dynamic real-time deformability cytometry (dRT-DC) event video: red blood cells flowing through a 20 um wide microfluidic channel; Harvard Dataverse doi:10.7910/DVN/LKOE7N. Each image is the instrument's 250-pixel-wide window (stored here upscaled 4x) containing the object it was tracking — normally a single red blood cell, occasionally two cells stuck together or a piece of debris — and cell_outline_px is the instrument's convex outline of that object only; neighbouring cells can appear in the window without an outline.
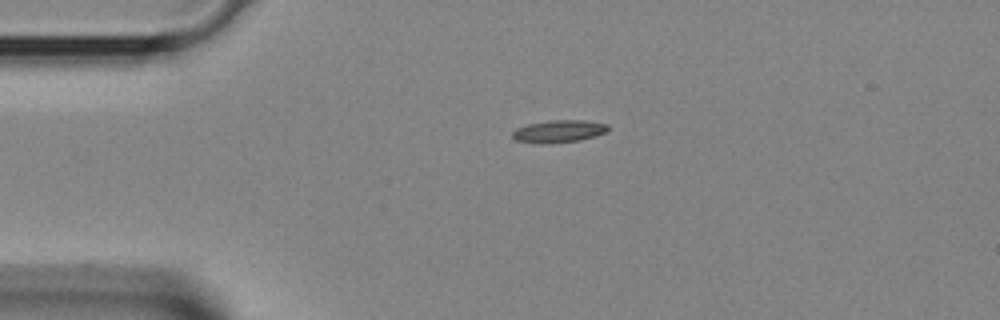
{"species": "Egyptian fruit bat (a non-hibernating species)", "species_latin": "Rousettus aegyptiacus", "temperature_condition": "room temperature", "stored_images_in_passage": 31, "camera_frame_rate_fps": 3000, "um_per_image_px": 0.085, "animal": {"sex": "female"}, "frame": {"image": 1, "passage_image": 1, "time_ms": 0.0, "image_size_px": [1000, 320], "cell_outline_px": [[608, 132], [596, 136], [580, 140], [552, 144], [540, 144], [516, 140], [512, 136], [512, 132], [516, 128], [528, 124], [552, 120], [580, 120], [608, 124]], "centroid_in_image_um": [47.5, 11.17], "position_along_channel_um": 37.5, "area_um2": 12.6}}
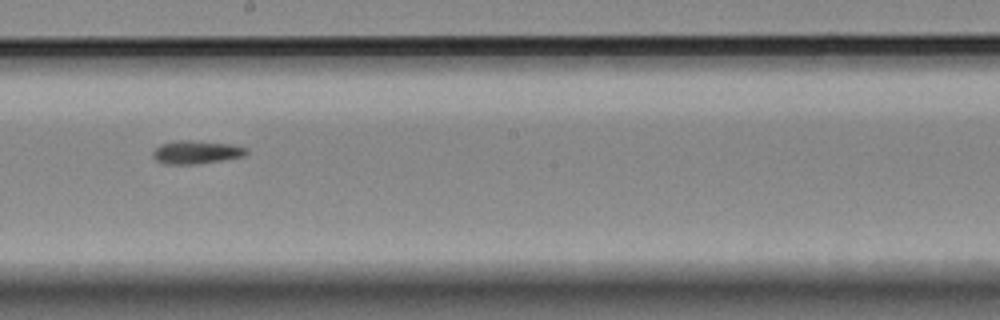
{"frame": {"image": 2, "passage_image": 14, "time_ms": 4.333, "image_size_px": [1000, 320], "cell_outline_px": [[248, 152], [244, 156], [196, 164], [160, 164], [152, 156], [152, 152], [160, 144], [180, 140], [192, 140], [232, 144], [248, 148]], "centroid_in_image_um": [16.66, 12.93], "position_along_channel_um": 231.5, "area_um2": 12.72}}
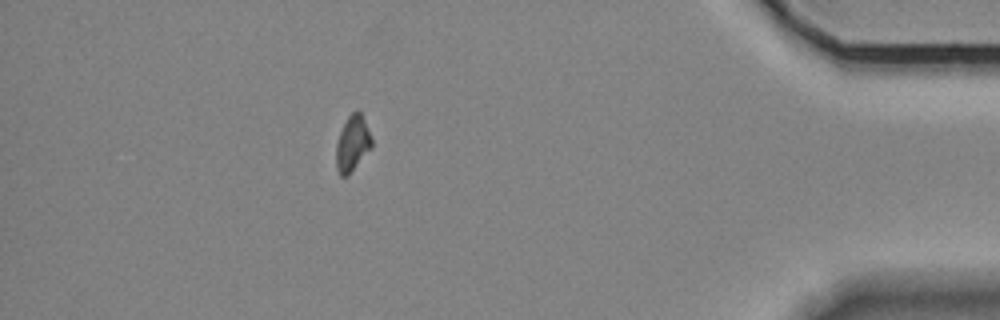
{"frame": {"image": 3, "passage_image": 27, "time_ms": 8.667, "image_size_px": [1000, 320], "cell_outline_px": [[372, 148], [348, 176], [340, 176], [336, 168], [336, 144], [340, 132], [348, 116], [352, 112], [360, 112], [372, 136]], "centroid_in_image_um": [29.97, 12.24], "position_along_channel_um": 405.2, "area_um2": 11.56}}